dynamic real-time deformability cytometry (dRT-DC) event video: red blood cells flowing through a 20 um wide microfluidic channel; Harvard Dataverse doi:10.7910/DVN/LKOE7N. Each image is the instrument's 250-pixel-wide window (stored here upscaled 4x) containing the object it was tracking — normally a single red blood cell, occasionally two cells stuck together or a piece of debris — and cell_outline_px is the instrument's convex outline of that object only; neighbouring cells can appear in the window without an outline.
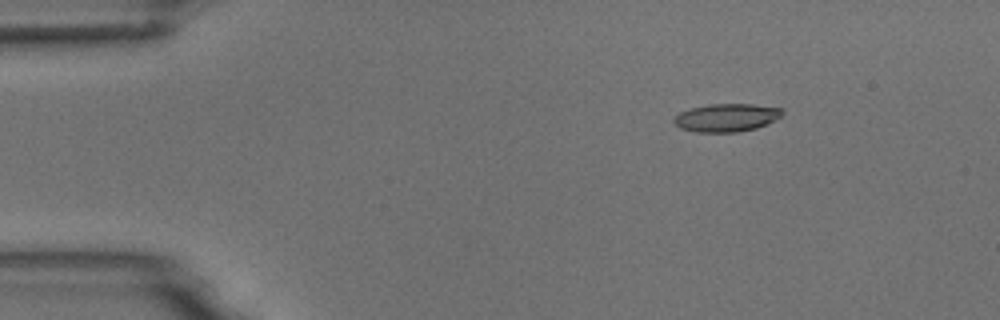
{"species": "common noctule bat (a hibernating species)", "species_latin": "Nyctalus noctula", "temperature_condition": "room temperature", "stored_images_in_passage": 6, "camera_frame_rate_fps": 3000, "um_per_image_px": 0.085, "animal": {"sex": "male", "body_mass_g": 18.8}, "frame": {"image": 1, "passage_image": 2, "time_ms": 1.333, "image_size_px": [1000, 320], "cell_outline_px": [[784, 112], [776, 120], [756, 128], [740, 132], [696, 132], [680, 128], [672, 120], [680, 112], [688, 108], [708, 104], [752, 104], [784, 108]], "centroid_in_image_um": [61.76, 9.99], "position_along_channel_um": 23.2, "area_um2": 17.86}}
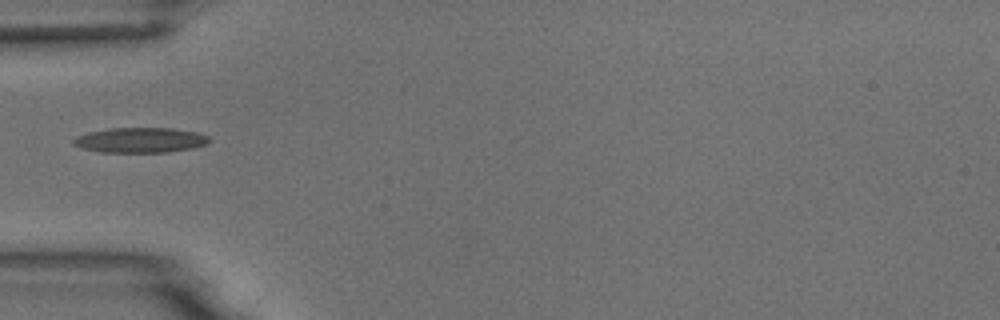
{"frame": {"image": 2, "passage_image": 5, "time_ms": 4.667, "image_size_px": [1000, 320], "cell_outline_px": [[212, 140], [208, 144], [192, 148], [168, 152], [100, 152], [80, 148], [72, 144], [72, 140], [76, 136], [88, 132], [108, 128], [172, 128], [196, 132], [208, 136]], "centroid_in_image_um": [11.91, 11.91], "position_along_channel_um": 73.1, "area_um2": 20.06}}